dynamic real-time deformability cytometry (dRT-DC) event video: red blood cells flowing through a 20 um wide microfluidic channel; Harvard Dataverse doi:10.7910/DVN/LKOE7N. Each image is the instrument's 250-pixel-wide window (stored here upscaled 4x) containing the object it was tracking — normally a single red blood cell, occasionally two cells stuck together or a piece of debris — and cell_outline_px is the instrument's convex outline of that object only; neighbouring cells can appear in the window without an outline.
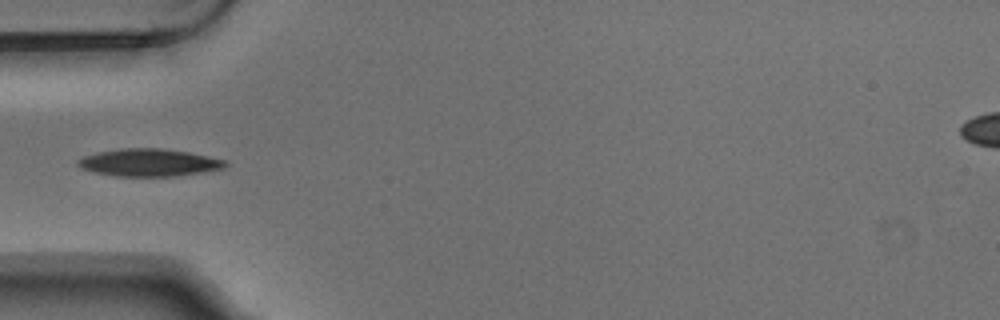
{"species": "Egyptian fruit bat (a non-hibernating species)", "species_latin": "Rousettus aegyptiacus", "temperature_condition": "warm", "stored_images_in_passage": 5, "camera_frame_rate_fps": 3000, "um_per_image_px": 0.085, "animal": {"sex": "male"}, "frame": {"image": 1, "passage_image": 5, "time_ms": 1.333, "image_size_px": [1000, 320], "cell_outline_px": [[228, 164], [224, 168], [204, 172], [172, 176], [116, 176], [92, 172], [80, 168], [76, 164], [76, 160], [84, 156], [96, 152], [120, 148], [160, 148], [188, 152], [228, 160]], "centroid_in_image_um": [12.64, 13.81], "position_along_channel_um": 72.4, "area_um2": 23.81}}